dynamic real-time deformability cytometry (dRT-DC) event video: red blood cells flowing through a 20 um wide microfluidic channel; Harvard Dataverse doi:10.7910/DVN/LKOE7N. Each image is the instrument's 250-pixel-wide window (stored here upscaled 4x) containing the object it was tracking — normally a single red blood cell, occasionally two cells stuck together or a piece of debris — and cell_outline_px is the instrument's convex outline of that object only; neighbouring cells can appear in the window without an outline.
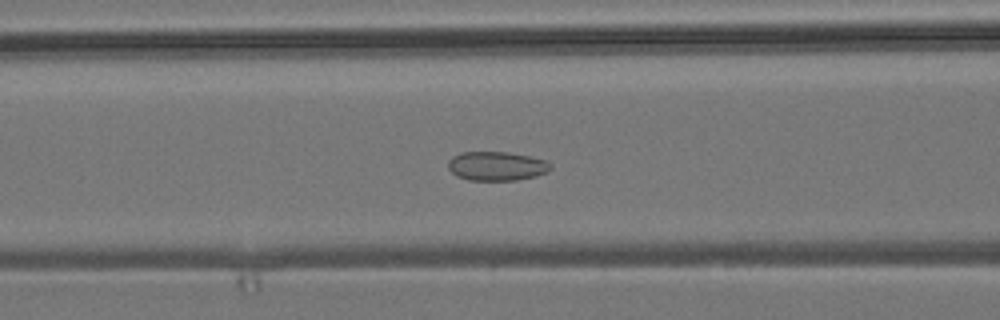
{"species": "common noctule bat (a hibernating species)", "species_latin": "Nyctalus noctula", "temperature_condition": "room temperature", "stored_images_in_passage": 41, "segment_of_instrument_passage": [1, 2], "camera_frame_rate_fps": 3000, "um_per_image_px": 0.085, "animal": {"sex": "male", "body_mass_g": 19.2, "forearm_length_mm": 51.8}, "frame": {"image": 1, "passage_image": 8, "time_ms": 2.333, "image_size_px": [1000, 320], "cell_outline_px": [[552, 168], [536, 176], [516, 180], [468, 180], [456, 176], [448, 168], [448, 160], [452, 156], [460, 152], [508, 152], [528, 156], [544, 160]], "centroid_in_image_um": [42.14, 14.11], "position_along_channel_um": 124.5, "area_um2": 17.22}}
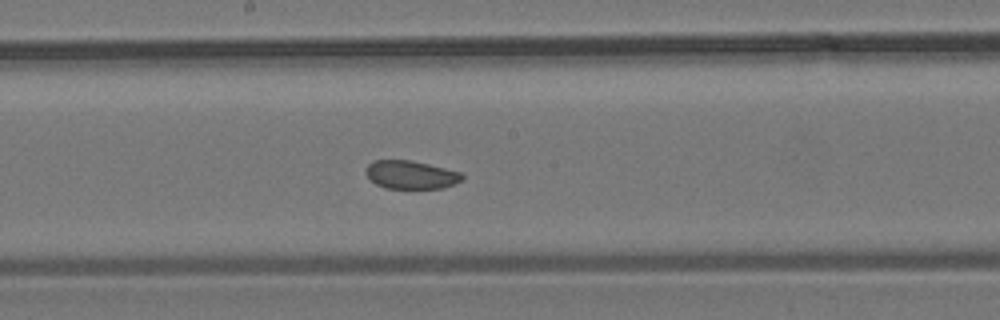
{"frame": {"image": 2, "passage_image": 15, "time_ms": 4.667, "image_size_px": [1000, 320], "cell_outline_px": [[464, 180], [444, 188], [384, 188], [376, 184], [368, 176], [364, 168], [372, 160], [408, 160], [428, 164], [460, 172], [464, 176]], "centroid_in_image_um": [34.92, 14.85], "position_along_channel_um": 213.3, "area_um2": 15.84}}
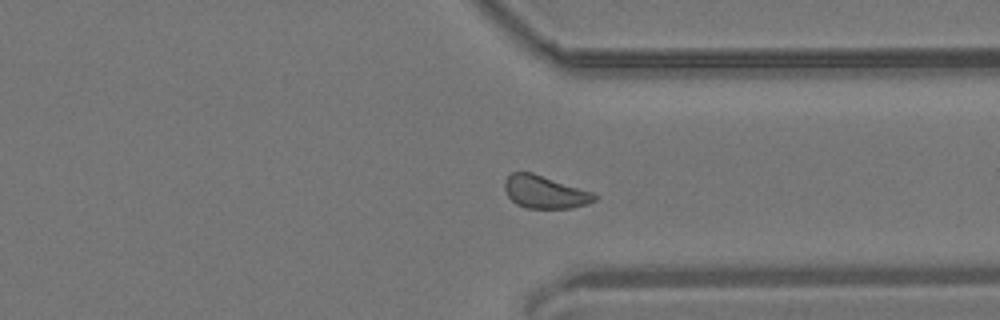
{"frame": {"image": 3, "passage_image": 27, "time_ms": 8.667, "image_size_px": [1000, 320], "cell_outline_px": [[596, 200], [572, 208], [524, 208], [516, 204], [508, 196], [504, 188], [504, 180], [512, 172], [532, 172], [592, 192], [596, 196]], "centroid_in_image_um": [46.26, 16.32], "position_along_channel_um": 365.1, "area_um2": 16.99}}